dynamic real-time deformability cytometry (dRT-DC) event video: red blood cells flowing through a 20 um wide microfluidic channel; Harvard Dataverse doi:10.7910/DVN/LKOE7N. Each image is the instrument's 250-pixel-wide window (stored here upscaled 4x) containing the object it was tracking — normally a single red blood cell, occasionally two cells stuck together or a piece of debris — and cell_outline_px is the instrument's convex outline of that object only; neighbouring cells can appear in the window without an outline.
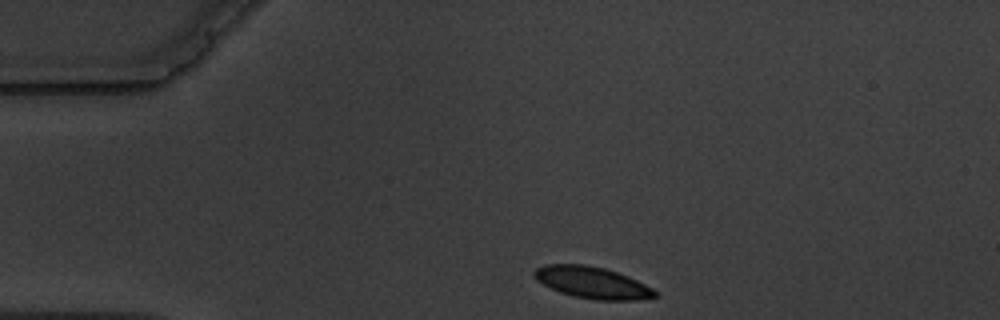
{"species": "common noctule bat (a hibernating species)", "species_latin": "Nyctalus noctula", "temperature_condition": "warm", "stored_images_in_passage": 9, "camera_frame_rate_fps": 3000, "um_per_image_px": 0.085, "animal": {"sex": "male", "body_mass_g": 19.5, "forearm_length_mm": 54.6}, "frame": {"image": 1, "passage_image": 1, "time_ms": 0.0, "image_size_px": [1000, 320], "cell_outline_px": [[660, 296], [636, 300], [596, 300], [572, 296], [560, 292], [536, 280], [532, 272], [536, 268], [544, 264], [584, 264], [604, 268], [628, 276], [660, 292]], "centroid_in_image_um": [50.36, 24.02], "position_along_channel_um": 34.6, "area_um2": 22.37}}
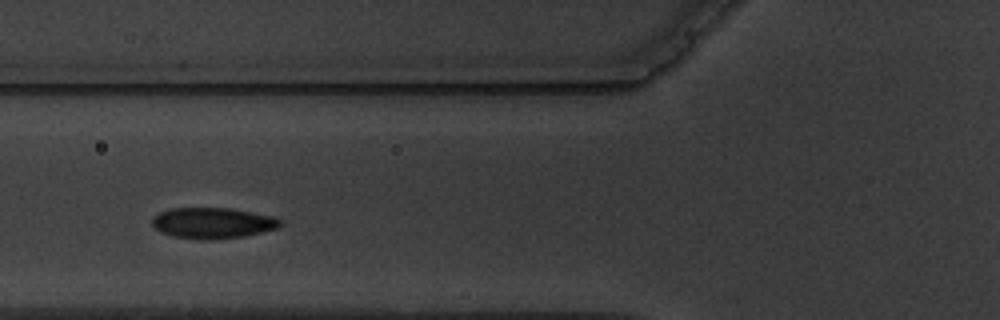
{"frame": {"image": 2, "passage_image": 4, "time_ms": 3.333, "image_size_px": [1000, 320], "cell_outline_px": [[284, 224], [276, 228], [244, 236], [212, 240], [172, 236], [160, 232], [152, 224], [152, 216], [168, 208], [232, 208], [276, 216], [284, 220]], "centroid_in_image_um": [18.12, 18.94], "position_along_channel_um": 107.7, "area_um2": 23.29}}
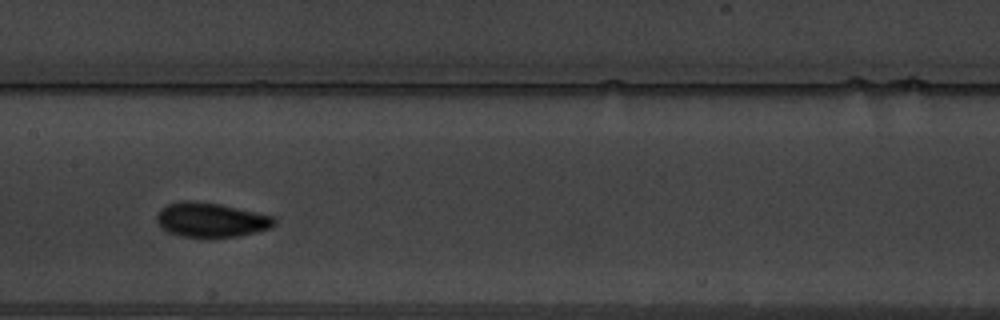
{"frame": {"image": 3, "passage_image": 6, "time_ms": 5.667, "image_size_px": [1000, 320], "cell_outline_px": [[276, 224], [272, 228], [256, 232], [236, 236], [180, 236], [168, 232], [156, 220], [156, 216], [160, 208], [168, 204], [184, 200], [188, 200], [220, 204], [272, 216], [276, 220]], "centroid_in_image_um": [17.94, 18.67], "position_along_channel_um": 189.5, "area_um2": 23.24}}